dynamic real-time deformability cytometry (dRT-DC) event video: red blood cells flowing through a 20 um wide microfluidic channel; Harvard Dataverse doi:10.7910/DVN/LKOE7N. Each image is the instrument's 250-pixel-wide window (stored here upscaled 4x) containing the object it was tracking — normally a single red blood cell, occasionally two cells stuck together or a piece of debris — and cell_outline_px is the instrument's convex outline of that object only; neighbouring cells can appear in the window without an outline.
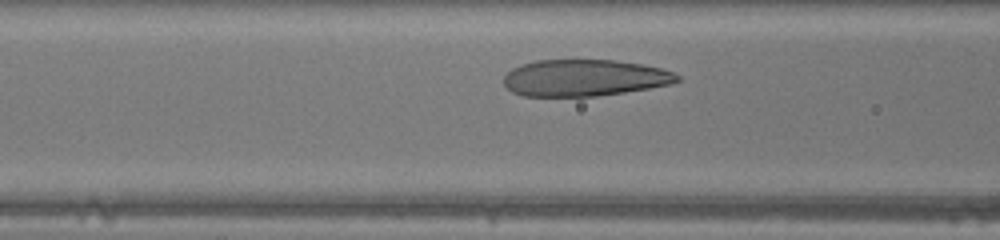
{"species": "human", "species_latin": "Homo sapiens", "temperature_condition": "warm", "stored_images_in_passage": 25, "camera_frame_rate_fps": 3000, "um_per_image_px": 0.085, "donor": {"sex": "male"}, "frame": {"image": 1, "passage_image": 7, "time_ms": 2.0, "image_size_px": [1000, 240], "cell_outline_px": [[680, 80], [672, 84], [624, 92], [596, 96], [524, 96], [512, 92], [504, 84], [504, 76], [512, 68], [536, 60], [616, 60], [644, 64], [660, 68], [672, 72], [680, 76]], "centroid_in_image_um": [49.69, 6.61], "position_along_channel_um": 116.9, "area_um2": 36.99}}
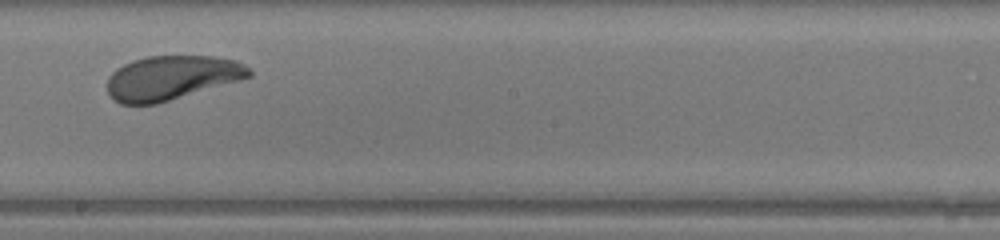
{"frame": {"image": 2, "passage_image": 15, "time_ms": 4.667, "image_size_px": [1000, 240], "cell_outline_px": [[252, 76], [240, 80], [156, 104], [120, 104], [112, 100], [108, 96], [108, 76], [116, 68], [132, 60], [148, 56], [212, 56], [236, 60], [244, 64], [252, 72]], "centroid_in_image_um": [14.55, 6.61], "position_along_channel_um": 233.6, "area_um2": 36.65}}
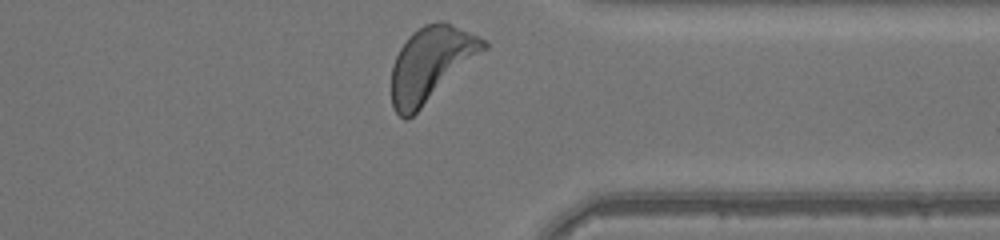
{"frame": {"image": 3, "passage_image": 25, "time_ms": 8.0, "image_size_px": [1000, 240], "cell_outline_px": [[488, 48], [408, 120], [404, 120], [392, 108], [392, 64], [400, 48], [408, 36], [412, 32], [424, 24], [440, 20], [452, 24], [484, 40], [488, 44]], "centroid_in_image_um": [36.61, 5.44], "position_along_channel_um": 374.8, "area_um2": 39.77}}